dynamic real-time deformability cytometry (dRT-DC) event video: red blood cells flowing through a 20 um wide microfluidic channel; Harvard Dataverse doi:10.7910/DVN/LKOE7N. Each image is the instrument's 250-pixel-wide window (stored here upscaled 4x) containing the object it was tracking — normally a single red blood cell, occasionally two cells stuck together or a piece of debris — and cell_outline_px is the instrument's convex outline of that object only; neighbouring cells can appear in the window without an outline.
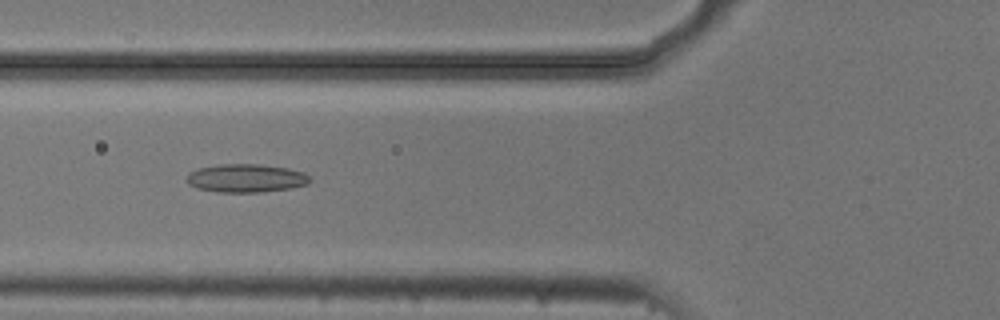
{"species": "common noctule bat (a hibernating species)", "species_latin": "Nyctalus noctula", "temperature_condition": "cold", "stored_images_in_passage": 44, "camera_frame_rate_fps": 3000, "um_per_image_px": 0.085, "animal": {"sex": "male", "body_mass_g": 20.5, "forearm_length_mm": 52.5}, "frame": {"image": 1, "passage_image": 10, "time_ms": 3.0, "image_size_px": [1000, 320], "cell_outline_px": [[312, 180], [308, 184], [292, 188], [260, 192], [216, 192], [196, 188], [188, 184], [184, 180], [188, 172], [200, 168], [220, 164], [260, 164], [288, 168], [304, 172], [312, 176]], "centroid_in_image_um": [20.92, 15.15], "position_along_channel_um": 104.9, "area_um2": 20.69}}
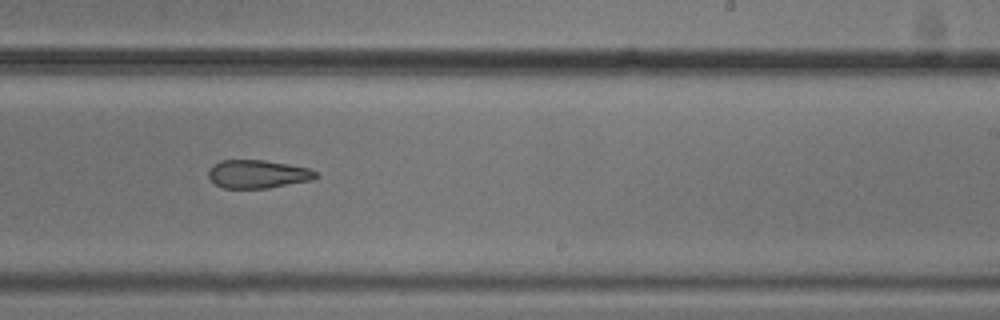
{"frame": {"image": 2, "passage_image": 23, "time_ms": 7.333, "image_size_px": [1000, 320], "cell_outline_px": [[320, 176], [312, 180], [268, 188], [224, 188], [216, 184], [208, 176], [208, 172], [212, 164], [220, 160], [264, 160], [288, 164], [308, 168], [316, 172]], "centroid_in_image_um": [21.91, 14.79], "position_along_channel_um": 267.1, "area_um2": 17.69}}
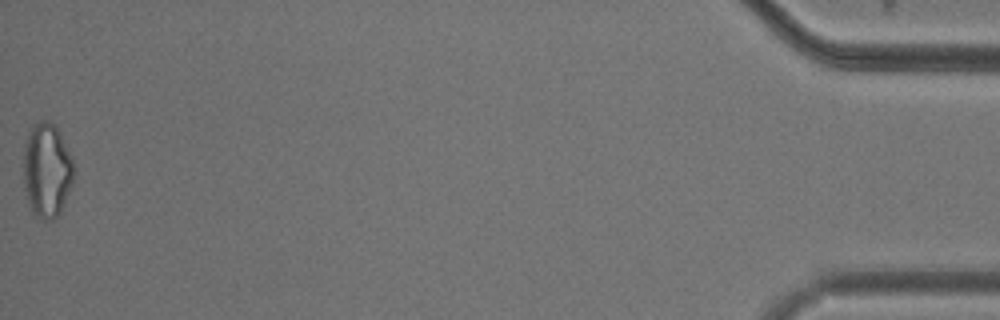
{"frame": {"image": 3, "passage_image": 44, "time_ms": 14.333, "image_size_px": [1000, 320], "cell_outline_px": [[76, 168], [72, 184], [60, 212], [52, 220], [44, 220], [32, 212], [28, 204], [24, 188], [24, 144], [32, 124], [40, 120], [48, 120], [56, 128], [72, 156]], "centroid_in_image_um": [3.99, 14.47], "position_along_channel_um": 431.2, "area_um2": 27.86}}